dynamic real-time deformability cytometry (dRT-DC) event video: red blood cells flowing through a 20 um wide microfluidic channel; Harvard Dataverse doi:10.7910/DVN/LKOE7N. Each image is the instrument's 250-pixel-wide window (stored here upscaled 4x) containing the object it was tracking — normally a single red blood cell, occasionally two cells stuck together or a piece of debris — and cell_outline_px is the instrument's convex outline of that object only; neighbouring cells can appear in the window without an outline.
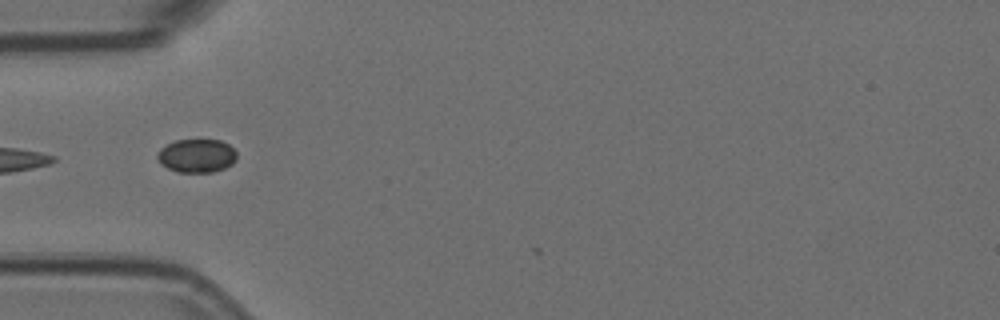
{"species": "Egyptian fruit bat (a non-hibernating species)", "species_latin": "Rousettus aegyptiacus", "temperature_condition": "room temperature", "stored_images_in_passage": 3, "camera_frame_rate_fps": 3000, "um_per_image_px": 0.085, "animal": {"sex": "female"}, "frame": {"image": 1, "passage_image": 1, "time_ms": 0.0, "image_size_px": [1000, 320], "cell_outline_px": [[236, 160], [232, 164], [224, 168], [212, 172], [176, 172], [160, 164], [156, 156], [160, 148], [176, 140], [220, 140], [228, 144], [236, 152]], "centroid_in_image_um": [16.7, 13.24], "position_along_channel_um": 68.3, "area_um2": 15.49}}
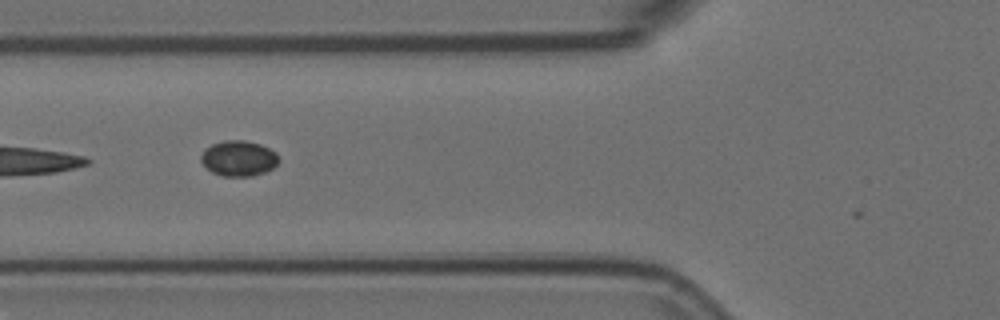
{"frame": {"image": 2, "passage_image": 2, "time_ms": 0.333, "image_size_px": [1000, 320], "cell_outline_px": [[280, 160], [272, 168], [264, 172], [252, 176], [224, 176], [212, 172], [200, 160], [200, 156], [212, 144], [224, 140], [244, 140], [260, 144], [276, 152]], "centroid_in_image_um": [20.31, 13.46], "position_along_channel_um": 105.5, "area_um2": 15.9}}